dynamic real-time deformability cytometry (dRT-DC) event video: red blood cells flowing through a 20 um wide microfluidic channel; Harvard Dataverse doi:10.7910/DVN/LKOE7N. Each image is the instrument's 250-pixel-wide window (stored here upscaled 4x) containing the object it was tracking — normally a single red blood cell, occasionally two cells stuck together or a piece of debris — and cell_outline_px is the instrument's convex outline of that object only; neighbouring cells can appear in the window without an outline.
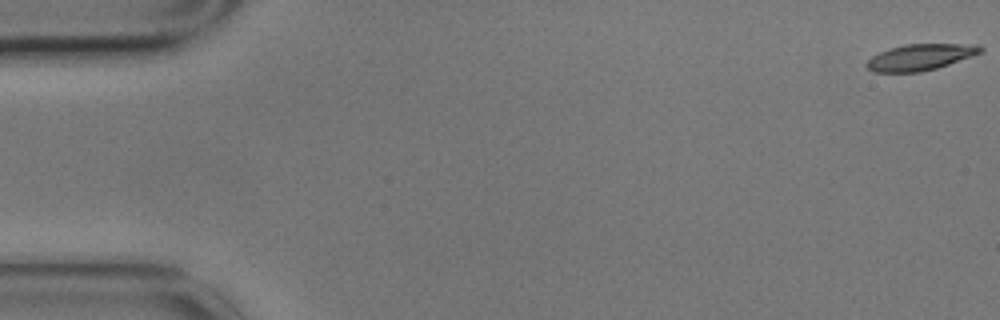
{"species": "common noctule bat (a hibernating species)", "species_latin": "Nyctalus noctula", "temperature_condition": "cold", "stored_images_in_passage": 5, "camera_frame_rate_fps": 3000, "um_per_image_px": 0.085, "animal": {"sex": "male", "body_mass_g": 17.9}, "frame": {"image": 1, "passage_image": 1, "time_ms": 0.0, "image_size_px": [1000, 320], "cell_outline_px": [[984, 48], [980, 52], [972, 56], [936, 68], [920, 72], [872, 72], [864, 64], [872, 56], [880, 52], [904, 44], [980, 44]], "centroid_in_image_um": [78.22, 4.85], "position_along_channel_um": 6.8, "area_um2": 17.28}}
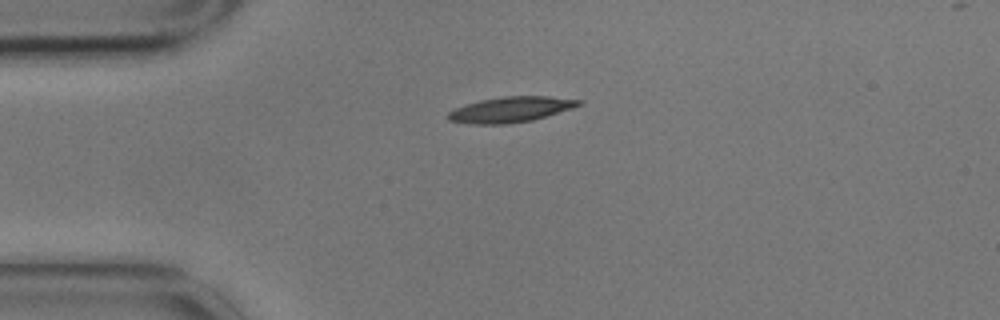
{"frame": {"image": 2, "passage_image": 4, "time_ms": 1.0, "image_size_px": [1000, 320], "cell_outline_px": [[584, 104], [572, 108], [532, 120], [508, 124], [468, 124], [448, 120], [444, 116], [448, 112], [456, 108], [480, 100], [504, 96], [548, 96], [584, 100]], "centroid_in_image_um": [43.41, 9.31], "position_along_channel_um": 41.6, "area_um2": 19.48}}